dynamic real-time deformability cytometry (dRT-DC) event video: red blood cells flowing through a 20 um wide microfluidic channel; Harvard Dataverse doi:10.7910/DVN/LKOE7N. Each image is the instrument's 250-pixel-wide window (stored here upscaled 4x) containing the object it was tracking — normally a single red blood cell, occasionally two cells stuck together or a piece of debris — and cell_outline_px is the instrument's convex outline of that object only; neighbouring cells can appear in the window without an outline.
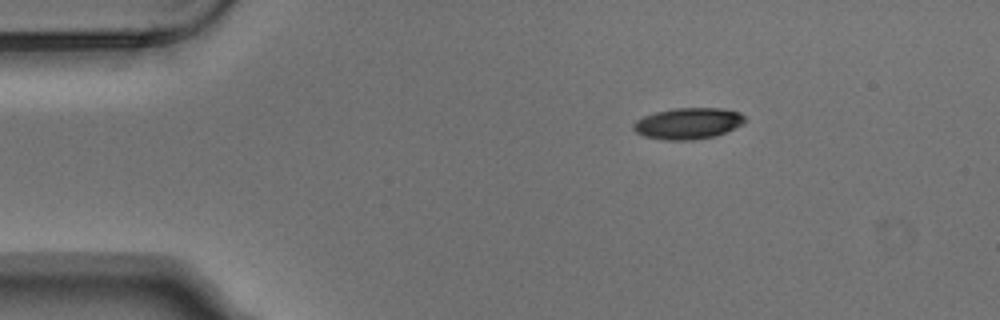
{"species": "Egyptian fruit bat (a non-hibernating species)", "species_latin": "Rousettus aegyptiacus", "temperature_condition": "warm", "stored_images_in_passage": 3, "camera_frame_rate_fps": 3000, "um_per_image_px": 0.085, "animal": {"sex": "male"}, "frame": {"image": 1, "passage_image": 1, "time_ms": 0.0, "image_size_px": [1000, 320], "cell_outline_px": [[748, 120], [716, 136], [692, 140], [664, 140], [644, 136], [636, 132], [632, 128], [632, 124], [636, 120], [644, 116], [656, 112], [676, 108], [720, 108], [740, 112]], "centroid_in_image_um": [58.46, 10.49], "position_along_channel_um": 26.5, "area_um2": 20.23}}